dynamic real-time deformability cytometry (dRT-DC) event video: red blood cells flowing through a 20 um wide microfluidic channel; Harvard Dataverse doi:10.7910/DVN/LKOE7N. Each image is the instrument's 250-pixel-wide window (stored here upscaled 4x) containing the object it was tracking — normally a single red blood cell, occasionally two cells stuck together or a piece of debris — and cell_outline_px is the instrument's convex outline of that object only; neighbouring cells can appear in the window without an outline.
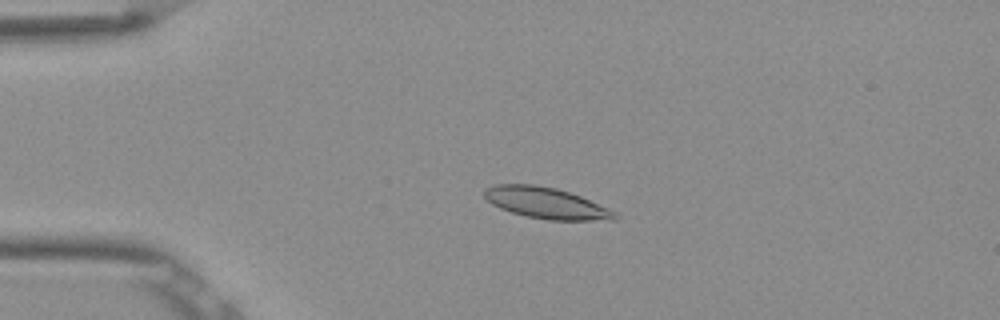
{"species": "Egyptian fruit bat (a non-hibernating species)", "species_latin": "Rousettus aegyptiacus", "temperature_condition": "room temperature", "stored_images_in_passage": 4, "camera_frame_rate_fps": 3000, "um_per_image_px": 0.085, "frame": {"image": 1, "passage_image": 3, "time_ms": 0.667, "image_size_px": [1000, 320], "cell_outline_px": [[620, 216], [616, 220], [548, 220], [528, 216], [512, 212], [500, 208], [492, 204], [484, 196], [484, 188], [496, 184], [536, 184], [556, 188], [580, 196], [608, 208], [616, 212]], "centroid_in_image_um": [46.43, 17.25], "position_along_channel_um": 38.6, "area_um2": 23.64}}